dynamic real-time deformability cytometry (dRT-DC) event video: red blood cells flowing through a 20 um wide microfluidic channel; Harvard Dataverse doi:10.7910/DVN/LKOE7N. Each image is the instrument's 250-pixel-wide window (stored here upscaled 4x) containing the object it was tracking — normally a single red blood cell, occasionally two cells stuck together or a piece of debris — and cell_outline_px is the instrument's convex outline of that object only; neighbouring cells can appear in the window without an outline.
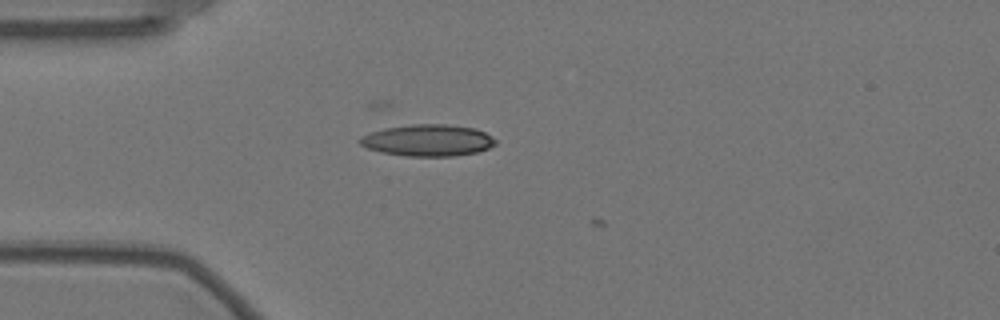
{"species": "Egyptian fruit bat (a non-hibernating species)", "species_latin": "Rousettus aegyptiacus", "temperature_condition": "warm", "stored_images_in_passage": 6, "camera_frame_rate_fps": 3000, "um_per_image_px": 0.085, "animal": {"sex": "female"}, "frame": {"image": 1, "passage_image": 5, "time_ms": 1.333, "image_size_px": [1000, 320], "cell_outline_px": [[496, 144], [488, 148], [476, 152], [452, 156], [408, 156], [384, 152], [368, 148], [360, 144], [356, 140], [360, 136], [384, 128], [412, 124], [448, 124], [476, 128], [484, 132], [496, 140]], "centroid_in_image_um": [36.36, 11.91], "position_along_channel_um": 48.6, "area_um2": 24.91}}